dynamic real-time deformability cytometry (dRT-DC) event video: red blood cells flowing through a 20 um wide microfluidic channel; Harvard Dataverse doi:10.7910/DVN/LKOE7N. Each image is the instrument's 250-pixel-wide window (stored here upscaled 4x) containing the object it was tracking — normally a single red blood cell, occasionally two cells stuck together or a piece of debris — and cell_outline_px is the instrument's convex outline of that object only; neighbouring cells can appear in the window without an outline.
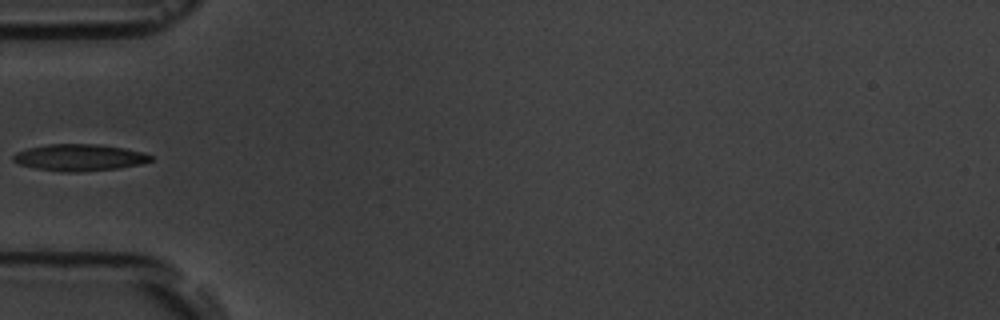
{"species": "common noctule bat (a hibernating species)", "species_latin": "Nyctalus noctula", "temperature_condition": "room temperature", "stored_images_in_passage": 5, "camera_frame_rate_fps": 3000, "um_per_image_px": 0.085, "animal": {"sex": "male", "body_mass_g": 19.5, "forearm_length_mm": 54.6}, "frame": {"image": 1, "passage_image": 5, "time_ms": 5.333, "image_size_px": [1000, 320], "cell_outline_px": [[152, 160], [144, 164], [120, 168], [72, 172], [64, 172], [36, 168], [20, 164], [12, 160], [12, 156], [16, 152], [28, 148], [48, 144], [96, 144], [124, 148], [144, 152], [152, 156]], "centroid_in_image_um": [6.78, 13.38], "position_along_channel_um": 78.2, "area_um2": 21.39}}